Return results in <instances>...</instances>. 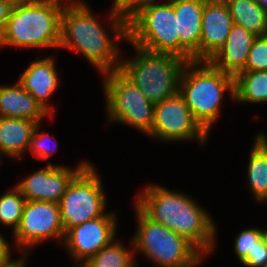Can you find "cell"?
<instances>
[{
  "instance_id": "ffe728a7",
  "label": "cell",
  "mask_w": 267,
  "mask_h": 267,
  "mask_svg": "<svg viewBox=\"0 0 267 267\" xmlns=\"http://www.w3.org/2000/svg\"><path fill=\"white\" fill-rule=\"evenodd\" d=\"M249 155L248 182L253 197L257 202L267 203V136L256 135Z\"/></svg>"
},
{
  "instance_id": "6da1fadb",
  "label": "cell",
  "mask_w": 267,
  "mask_h": 267,
  "mask_svg": "<svg viewBox=\"0 0 267 267\" xmlns=\"http://www.w3.org/2000/svg\"><path fill=\"white\" fill-rule=\"evenodd\" d=\"M149 218L185 236L204 255L214 249L216 226L192 197L150 184L134 202Z\"/></svg>"
},
{
  "instance_id": "7402d4cb",
  "label": "cell",
  "mask_w": 267,
  "mask_h": 267,
  "mask_svg": "<svg viewBox=\"0 0 267 267\" xmlns=\"http://www.w3.org/2000/svg\"><path fill=\"white\" fill-rule=\"evenodd\" d=\"M234 101L239 103L267 102V70L242 71L234 77Z\"/></svg>"
},
{
  "instance_id": "44dd1931",
  "label": "cell",
  "mask_w": 267,
  "mask_h": 267,
  "mask_svg": "<svg viewBox=\"0 0 267 267\" xmlns=\"http://www.w3.org/2000/svg\"><path fill=\"white\" fill-rule=\"evenodd\" d=\"M233 23L257 36L267 35V11L257 0H224Z\"/></svg>"
},
{
  "instance_id": "30bf717a",
  "label": "cell",
  "mask_w": 267,
  "mask_h": 267,
  "mask_svg": "<svg viewBox=\"0 0 267 267\" xmlns=\"http://www.w3.org/2000/svg\"><path fill=\"white\" fill-rule=\"evenodd\" d=\"M208 135L179 93L155 104L150 137L167 142L198 139L197 142L204 146Z\"/></svg>"
},
{
  "instance_id": "d6986e66",
  "label": "cell",
  "mask_w": 267,
  "mask_h": 267,
  "mask_svg": "<svg viewBox=\"0 0 267 267\" xmlns=\"http://www.w3.org/2000/svg\"><path fill=\"white\" fill-rule=\"evenodd\" d=\"M37 124L27 119L0 117V155L22 158Z\"/></svg>"
},
{
  "instance_id": "d590c367",
  "label": "cell",
  "mask_w": 267,
  "mask_h": 267,
  "mask_svg": "<svg viewBox=\"0 0 267 267\" xmlns=\"http://www.w3.org/2000/svg\"><path fill=\"white\" fill-rule=\"evenodd\" d=\"M176 1H180V0H169L168 3H173V2H176Z\"/></svg>"
},
{
  "instance_id": "4316f807",
  "label": "cell",
  "mask_w": 267,
  "mask_h": 267,
  "mask_svg": "<svg viewBox=\"0 0 267 267\" xmlns=\"http://www.w3.org/2000/svg\"><path fill=\"white\" fill-rule=\"evenodd\" d=\"M261 240V229L249 228L238 234L234 241V251L240 263L247 257L248 252L257 246Z\"/></svg>"
},
{
  "instance_id": "484cf974",
  "label": "cell",
  "mask_w": 267,
  "mask_h": 267,
  "mask_svg": "<svg viewBox=\"0 0 267 267\" xmlns=\"http://www.w3.org/2000/svg\"><path fill=\"white\" fill-rule=\"evenodd\" d=\"M267 70V35L257 36L248 54L246 66L243 71Z\"/></svg>"
},
{
  "instance_id": "e575fe53",
  "label": "cell",
  "mask_w": 267,
  "mask_h": 267,
  "mask_svg": "<svg viewBox=\"0 0 267 267\" xmlns=\"http://www.w3.org/2000/svg\"><path fill=\"white\" fill-rule=\"evenodd\" d=\"M263 7L264 9L267 11V0H257Z\"/></svg>"
},
{
  "instance_id": "9a60e30c",
  "label": "cell",
  "mask_w": 267,
  "mask_h": 267,
  "mask_svg": "<svg viewBox=\"0 0 267 267\" xmlns=\"http://www.w3.org/2000/svg\"><path fill=\"white\" fill-rule=\"evenodd\" d=\"M206 0L173 2L179 34V57L186 61H200L202 14Z\"/></svg>"
},
{
  "instance_id": "1f68e13d",
  "label": "cell",
  "mask_w": 267,
  "mask_h": 267,
  "mask_svg": "<svg viewBox=\"0 0 267 267\" xmlns=\"http://www.w3.org/2000/svg\"><path fill=\"white\" fill-rule=\"evenodd\" d=\"M10 251L8 241L0 234V266L8 263L12 259Z\"/></svg>"
},
{
  "instance_id": "7c38bea8",
  "label": "cell",
  "mask_w": 267,
  "mask_h": 267,
  "mask_svg": "<svg viewBox=\"0 0 267 267\" xmlns=\"http://www.w3.org/2000/svg\"><path fill=\"white\" fill-rule=\"evenodd\" d=\"M114 212L75 225L65 232L64 243L71 257L81 267L116 238L117 218Z\"/></svg>"
},
{
  "instance_id": "8fae6325",
  "label": "cell",
  "mask_w": 267,
  "mask_h": 267,
  "mask_svg": "<svg viewBox=\"0 0 267 267\" xmlns=\"http://www.w3.org/2000/svg\"><path fill=\"white\" fill-rule=\"evenodd\" d=\"M58 203L26 201L20 225L14 232L15 244L28 254L30 247L50 238L64 239ZM27 249V250H26Z\"/></svg>"
},
{
  "instance_id": "9c48e42d",
  "label": "cell",
  "mask_w": 267,
  "mask_h": 267,
  "mask_svg": "<svg viewBox=\"0 0 267 267\" xmlns=\"http://www.w3.org/2000/svg\"><path fill=\"white\" fill-rule=\"evenodd\" d=\"M94 165L89 163L68 185L59 204L63 229L102 217L106 197Z\"/></svg>"
},
{
  "instance_id": "4fadbf2b",
  "label": "cell",
  "mask_w": 267,
  "mask_h": 267,
  "mask_svg": "<svg viewBox=\"0 0 267 267\" xmlns=\"http://www.w3.org/2000/svg\"><path fill=\"white\" fill-rule=\"evenodd\" d=\"M88 164L81 162L73 169L48 163L47 167L33 172L15 186L26 201L59 203L68 185Z\"/></svg>"
},
{
  "instance_id": "f1b7e54d",
  "label": "cell",
  "mask_w": 267,
  "mask_h": 267,
  "mask_svg": "<svg viewBox=\"0 0 267 267\" xmlns=\"http://www.w3.org/2000/svg\"><path fill=\"white\" fill-rule=\"evenodd\" d=\"M267 262V248L262 239L257 242V246L248 252L247 257L241 262L246 267H262Z\"/></svg>"
},
{
  "instance_id": "2e32d148",
  "label": "cell",
  "mask_w": 267,
  "mask_h": 267,
  "mask_svg": "<svg viewBox=\"0 0 267 267\" xmlns=\"http://www.w3.org/2000/svg\"><path fill=\"white\" fill-rule=\"evenodd\" d=\"M36 59L38 60L29 64L17 81L53 118V105H49L47 102L59 84L55 60L51 56L43 59L37 57Z\"/></svg>"
},
{
  "instance_id": "277c9868",
  "label": "cell",
  "mask_w": 267,
  "mask_h": 267,
  "mask_svg": "<svg viewBox=\"0 0 267 267\" xmlns=\"http://www.w3.org/2000/svg\"><path fill=\"white\" fill-rule=\"evenodd\" d=\"M62 11L53 5L17 0L0 38V49L8 45L58 48Z\"/></svg>"
},
{
  "instance_id": "4dcf8cb0",
  "label": "cell",
  "mask_w": 267,
  "mask_h": 267,
  "mask_svg": "<svg viewBox=\"0 0 267 267\" xmlns=\"http://www.w3.org/2000/svg\"><path fill=\"white\" fill-rule=\"evenodd\" d=\"M30 1H33V2H37V3H43V4H48V5H53V6H56L62 10H65V9H69V8H73V7H76V6H79L83 3L82 2H79V1H74V0H65L66 2L64 4L61 5V1L62 0H30Z\"/></svg>"
},
{
  "instance_id": "ac0fdd59",
  "label": "cell",
  "mask_w": 267,
  "mask_h": 267,
  "mask_svg": "<svg viewBox=\"0 0 267 267\" xmlns=\"http://www.w3.org/2000/svg\"><path fill=\"white\" fill-rule=\"evenodd\" d=\"M45 116L51 117L18 82L0 87V117L27 119L41 124Z\"/></svg>"
},
{
  "instance_id": "8992f818",
  "label": "cell",
  "mask_w": 267,
  "mask_h": 267,
  "mask_svg": "<svg viewBox=\"0 0 267 267\" xmlns=\"http://www.w3.org/2000/svg\"><path fill=\"white\" fill-rule=\"evenodd\" d=\"M131 45L137 56L120 61L119 70L153 104L176 95L180 76L187 61L171 53L152 52Z\"/></svg>"
},
{
  "instance_id": "e0dca14e",
  "label": "cell",
  "mask_w": 267,
  "mask_h": 267,
  "mask_svg": "<svg viewBox=\"0 0 267 267\" xmlns=\"http://www.w3.org/2000/svg\"><path fill=\"white\" fill-rule=\"evenodd\" d=\"M255 38L244 27L233 24L225 44L208 62L216 69L235 77L244 70Z\"/></svg>"
},
{
  "instance_id": "d4e9b609",
  "label": "cell",
  "mask_w": 267,
  "mask_h": 267,
  "mask_svg": "<svg viewBox=\"0 0 267 267\" xmlns=\"http://www.w3.org/2000/svg\"><path fill=\"white\" fill-rule=\"evenodd\" d=\"M156 0H114L108 16L111 18L112 33L115 38L127 40V18L139 7Z\"/></svg>"
},
{
  "instance_id": "cb8c5ba5",
  "label": "cell",
  "mask_w": 267,
  "mask_h": 267,
  "mask_svg": "<svg viewBox=\"0 0 267 267\" xmlns=\"http://www.w3.org/2000/svg\"><path fill=\"white\" fill-rule=\"evenodd\" d=\"M25 202L26 199L16 186L0 196V223L12 227L13 233L20 225Z\"/></svg>"
},
{
  "instance_id": "5bb4252c",
  "label": "cell",
  "mask_w": 267,
  "mask_h": 267,
  "mask_svg": "<svg viewBox=\"0 0 267 267\" xmlns=\"http://www.w3.org/2000/svg\"><path fill=\"white\" fill-rule=\"evenodd\" d=\"M233 20L224 0H206L202 14L200 61H209L225 44Z\"/></svg>"
},
{
  "instance_id": "f546056e",
  "label": "cell",
  "mask_w": 267,
  "mask_h": 267,
  "mask_svg": "<svg viewBox=\"0 0 267 267\" xmlns=\"http://www.w3.org/2000/svg\"><path fill=\"white\" fill-rule=\"evenodd\" d=\"M17 0H0V38Z\"/></svg>"
},
{
  "instance_id": "52a82bcc",
  "label": "cell",
  "mask_w": 267,
  "mask_h": 267,
  "mask_svg": "<svg viewBox=\"0 0 267 267\" xmlns=\"http://www.w3.org/2000/svg\"><path fill=\"white\" fill-rule=\"evenodd\" d=\"M152 52L179 56V34L173 3L152 1L127 18V40Z\"/></svg>"
},
{
  "instance_id": "3957f363",
  "label": "cell",
  "mask_w": 267,
  "mask_h": 267,
  "mask_svg": "<svg viewBox=\"0 0 267 267\" xmlns=\"http://www.w3.org/2000/svg\"><path fill=\"white\" fill-rule=\"evenodd\" d=\"M234 99V77L213 67L208 61H187L179 80L178 93L194 119L209 134L217 121L224 92Z\"/></svg>"
},
{
  "instance_id": "603a6c76",
  "label": "cell",
  "mask_w": 267,
  "mask_h": 267,
  "mask_svg": "<svg viewBox=\"0 0 267 267\" xmlns=\"http://www.w3.org/2000/svg\"><path fill=\"white\" fill-rule=\"evenodd\" d=\"M123 245L114 239L81 267H137L133 260L134 249L131 252Z\"/></svg>"
},
{
  "instance_id": "d6a6232c",
  "label": "cell",
  "mask_w": 267,
  "mask_h": 267,
  "mask_svg": "<svg viewBox=\"0 0 267 267\" xmlns=\"http://www.w3.org/2000/svg\"><path fill=\"white\" fill-rule=\"evenodd\" d=\"M24 254L21 255V258L19 257V259H15V260H10L8 263L1 265L0 267H26V258H27V254L25 252H23Z\"/></svg>"
},
{
  "instance_id": "7a4b0ae2",
  "label": "cell",
  "mask_w": 267,
  "mask_h": 267,
  "mask_svg": "<svg viewBox=\"0 0 267 267\" xmlns=\"http://www.w3.org/2000/svg\"><path fill=\"white\" fill-rule=\"evenodd\" d=\"M60 48L83 54L103 75L120 69L121 53L86 3L61 14Z\"/></svg>"
},
{
  "instance_id": "83f0119b",
  "label": "cell",
  "mask_w": 267,
  "mask_h": 267,
  "mask_svg": "<svg viewBox=\"0 0 267 267\" xmlns=\"http://www.w3.org/2000/svg\"><path fill=\"white\" fill-rule=\"evenodd\" d=\"M41 125L37 124L34 133L32 134L29 149L34 157L38 159H49V157L55 153V145L52 146L47 142L52 140L53 137L46 133H39ZM51 147H53L51 149Z\"/></svg>"
},
{
  "instance_id": "5b68a950",
  "label": "cell",
  "mask_w": 267,
  "mask_h": 267,
  "mask_svg": "<svg viewBox=\"0 0 267 267\" xmlns=\"http://www.w3.org/2000/svg\"><path fill=\"white\" fill-rule=\"evenodd\" d=\"M137 231L131 247L159 267H196L204 254L185 236L149 218L136 204Z\"/></svg>"
},
{
  "instance_id": "836d02e7",
  "label": "cell",
  "mask_w": 267,
  "mask_h": 267,
  "mask_svg": "<svg viewBox=\"0 0 267 267\" xmlns=\"http://www.w3.org/2000/svg\"><path fill=\"white\" fill-rule=\"evenodd\" d=\"M261 239L264 246L267 248V230L261 229Z\"/></svg>"
},
{
  "instance_id": "ba28073f",
  "label": "cell",
  "mask_w": 267,
  "mask_h": 267,
  "mask_svg": "<svg viewBox=\"0 0 267 267\" xmlns=\"http://www.w3.org/2000/svg\"><path fill=\"white\" fill-rule=\"evenodd\" d=\"M103 76L108 122L131 125L149 135L154 121L155 104L120 70Z\"/></svg>"
}]
</instances>
